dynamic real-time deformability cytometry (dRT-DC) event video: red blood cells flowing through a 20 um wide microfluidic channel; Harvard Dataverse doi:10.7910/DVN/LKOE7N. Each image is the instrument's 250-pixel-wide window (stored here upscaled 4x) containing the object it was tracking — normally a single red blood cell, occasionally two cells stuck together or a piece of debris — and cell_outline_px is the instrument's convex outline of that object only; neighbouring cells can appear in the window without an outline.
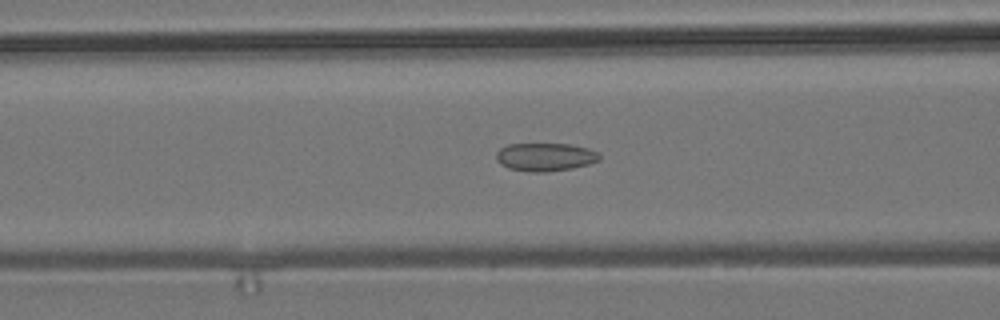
{"species": "common noctule bat (a hibernating species)", "species_latin": "Nyctalus noctula", "temperature_condition": "room temperature", "stored_images_in_passage": 49, "camera_frame_rate_fps": 3000, "um_per_image_px": 0.085, "animal": {"sex": "male", "body_mass_g": 19.2, "forearm_length_mm": 51.8}, "frame": {"image": 1, "passage_image": 16, "time_ms": 5.0, "image_size_px": [1000, 320], "cell_outline_px": [[600, 160], [588, 164], [572, 168], [544, 172], [532, 172], [508, 168], [500, 164], [496, 160], [496, 152], [500, 148], [508, 144], [568, 144], [588, 148], [596, 152], [600, 156]], "centroid_in_image_um": [46.31, 13.34], "position_along_channel_um": 120.3, "area_um2": 16.88}}
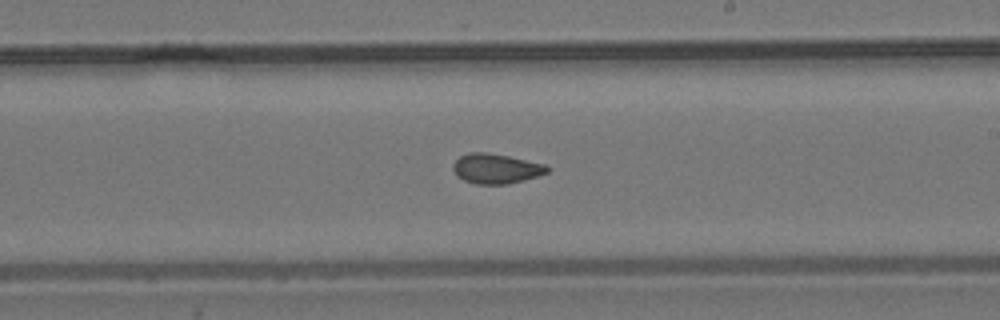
{"frame": {"image": 2, "passage_image": 26, "time_ms": 8.333, "image_size_px": [1000, 320], "cell_outline_px": [[552, 168], [548, 172], [524, 180], [508, 184], [476, 184], [464, 180], [456, 176], [452, 168], [452, 164], [460, 156], [468, 152], [484, 152], [508, 156], [544, 164]], "centroid_in_image_um": [42.14, 14.33], "position_along_channel_um": 246.9, "area_um2": 16.42}}
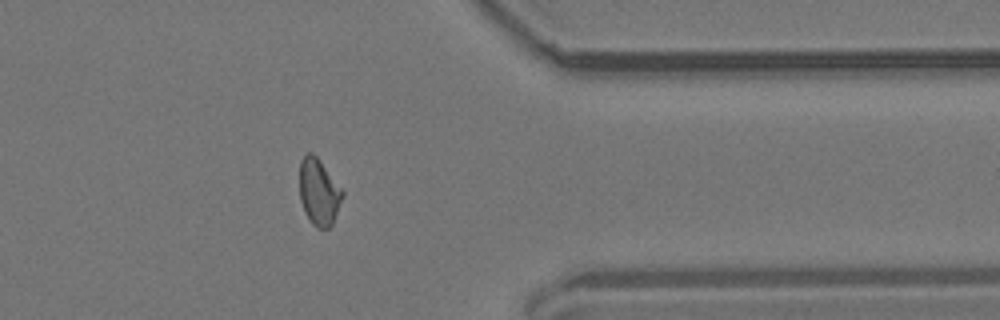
{"frame": {"image": 3, "passage_image": 38, "time_ms": 12.333, "image_size_px": [1000, 320], "cell_outline_px": [[344, 196], [332, 224], [328, 228], [316, 228], [308, 220], [304, 212], [300, 200], [300, 160], [308, 152], [312, 152], [316, 156], [344, 192]], "centroid_in_image_um": [27.09, 16.35], "position_along_channel_um": 384.3, "area_um2": 16.59}, "authors_computed_cell_mechanics": {"area_um2": 16.6464, "velocity_mm_per_s": 3.7933, "shape_relaxation_time_tau1_ms": null, "shape_relaxation_time_tau2_ms": 1.9447, "deformation_change_tau1": null, "deformation_change_tau2": 0.0741}}